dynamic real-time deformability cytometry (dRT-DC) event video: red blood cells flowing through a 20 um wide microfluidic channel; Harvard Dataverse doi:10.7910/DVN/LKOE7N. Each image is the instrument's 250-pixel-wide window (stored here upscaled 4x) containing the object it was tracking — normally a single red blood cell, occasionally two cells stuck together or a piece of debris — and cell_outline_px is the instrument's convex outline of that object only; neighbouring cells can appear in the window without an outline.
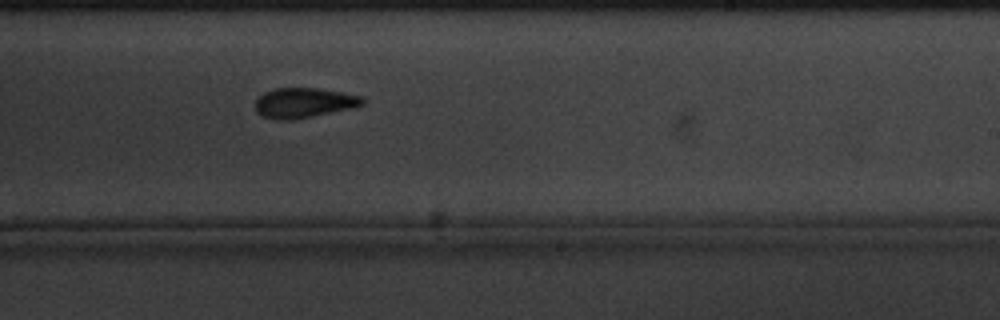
{"species": "common noctule bat (a hibernating species)", "species_latin": "Nyctalus noctula", "temperature_condition": "cold", "stored_images_in_passage": 8, "camera_frame_rate_fps": 3000, "um_per_image_px": 0.085, "animal": {"sex": "male", "body_mass_g": 20.1, "forearm_length_mm": 53.5}, "frame": {"image": 1, "passage_image": 8, "time_ms": 9.0, "image_size_px": [1000, 320], "cell_outline_px": [[364, 104], [352, 108], [292, 120], [276, 120], [264, 116], [256, 112], [256, 100], [264, 92], [276, 88], [316, 88], [364, 96]], "centroid_in_image_um": [25.83, 8.74], "position_along_channel_um": 263.2, "area_um2": 18.61}}